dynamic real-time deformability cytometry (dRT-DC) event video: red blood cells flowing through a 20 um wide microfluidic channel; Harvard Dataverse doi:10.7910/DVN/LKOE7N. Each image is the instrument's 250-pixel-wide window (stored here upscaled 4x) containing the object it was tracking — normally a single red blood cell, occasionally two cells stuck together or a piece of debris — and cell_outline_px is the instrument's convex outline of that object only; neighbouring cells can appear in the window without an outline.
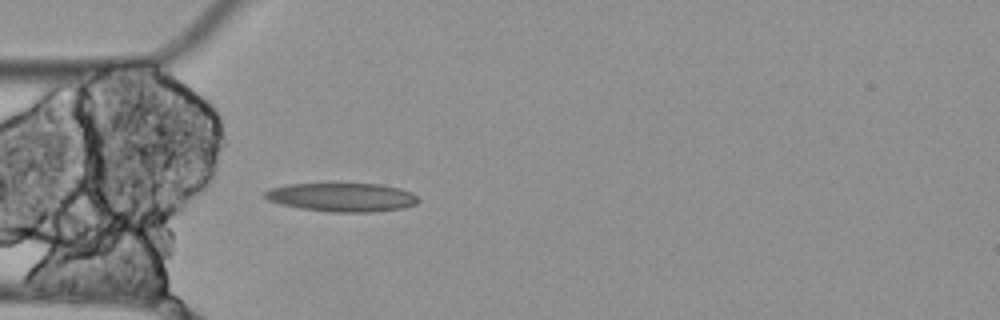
{"species": "Egyptian fruit bat (a non-hibernating species)", "species_latin": "Rousettus aegyptiacus", "temperature_condition": "cold", "stored_images_in_passage": 5, "camera_frame_rate_fps": 3000, "um_per_image_px": 0.085, "animal": {"sex": "female"}, "frame": {"image": 1, "passage_image": 5, "time_ms": 1.333, "image_size_px": [1000, 320], "cell_outline_px": [[420, 200], [416, 204], [404, 208], [372, 212], [332, 212], [300, 208], [280, 204], [268, 200], [264, 196], [264, 192], [272, 188], [288, 184], [380, 184], [400, 188], [412, 192]], "centroid_in_image_um": [29.1, 16.77], "position_along_channel_um": 55.9, "area_um2": 25.61}}